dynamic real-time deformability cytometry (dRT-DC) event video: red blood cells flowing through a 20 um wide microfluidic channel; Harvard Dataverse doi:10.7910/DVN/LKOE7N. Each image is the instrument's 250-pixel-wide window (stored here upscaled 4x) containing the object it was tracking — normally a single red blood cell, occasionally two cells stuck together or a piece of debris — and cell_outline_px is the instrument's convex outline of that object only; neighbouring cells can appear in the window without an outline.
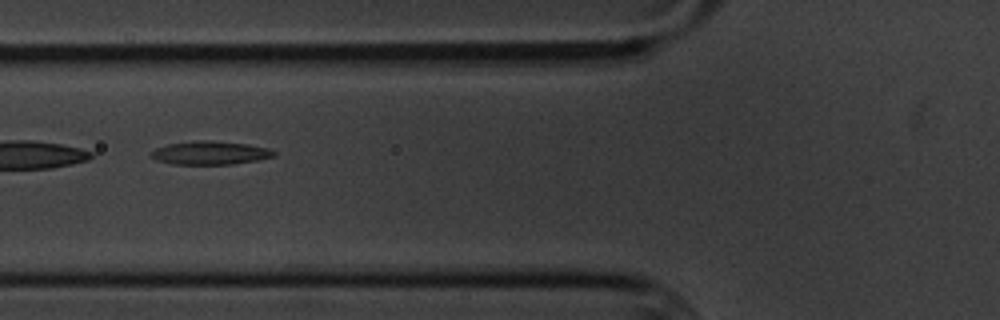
{"species": "common noctule bat (a hibernating species)", "species_latin": "Nyctalus noctula", "temperature_condition": "cold", "stored_images_in_passage": 7, "camera_frame_rate_fps": 3000, "um_per_image_px": 0.085, "animal": {"sex": "male", "body_mass_g": 20.1, "forearm_length_mm": 53.5}, "frame": {"image": 1, "passage_image": 6, "time_ms": 6.667, "image_size_px": [1000, 320], "cell_outline_px": [[276, 156], [260, 160], [232, 164], [172, 164], [156, 160], [152, 156], [152, 152], [156, 148], [168, 144], [200, 140], [212, 140], [248, 144], [268, 148], [276, 152]], "centroid_in_image_um": [17.92, 12.99], "position_along_channel_um": 107.9, "area_um2": 16.76}}